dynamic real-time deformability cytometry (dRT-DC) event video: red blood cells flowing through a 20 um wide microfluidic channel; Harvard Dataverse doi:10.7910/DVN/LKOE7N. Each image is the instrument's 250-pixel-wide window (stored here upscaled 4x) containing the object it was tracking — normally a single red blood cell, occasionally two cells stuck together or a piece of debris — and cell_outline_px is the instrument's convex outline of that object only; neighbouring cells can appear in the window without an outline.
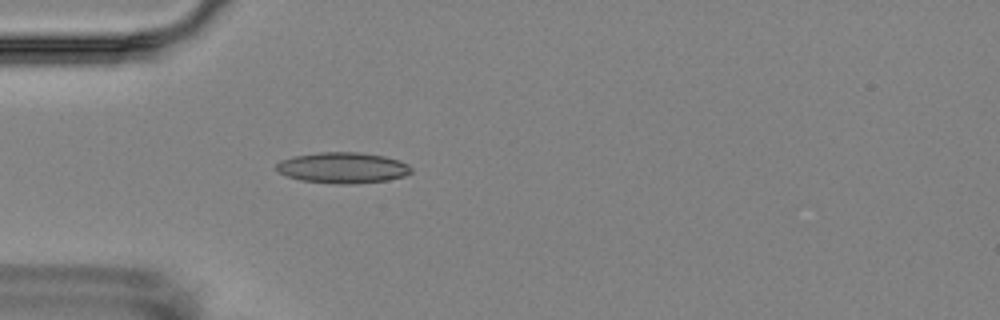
{"species": "Egyptian fruit bat (a non-hibernating species)", "species_latin": "Rousettus aegyptiacus", "temperature_condition": "room temperature", "stored_images_in_passage": 5, "camera_frame_rate_fps": 3000, "um_per_image_px": 0.085, "animal": {"sex": "female"}, "frame": {"image": 1, "passage_image": 5, "time_ms": 4.667, "image_size_px": [1000, 320], "cell_outline_px": [[412, 172], [404, 176], [388, 180], [348, 184], [336, 184], [300, 180], [288, 176], [280, 172], [276, 168], [276, 164], [280, 160], [292, 156], [320, 152], [360, 152], [384, 156], [400, 160], [408, 164], [412, 168]], "centroid_in_image_um": [29.15, 14.25], "position_along_channel_um": 55.9, "area_um2": 24.33}}